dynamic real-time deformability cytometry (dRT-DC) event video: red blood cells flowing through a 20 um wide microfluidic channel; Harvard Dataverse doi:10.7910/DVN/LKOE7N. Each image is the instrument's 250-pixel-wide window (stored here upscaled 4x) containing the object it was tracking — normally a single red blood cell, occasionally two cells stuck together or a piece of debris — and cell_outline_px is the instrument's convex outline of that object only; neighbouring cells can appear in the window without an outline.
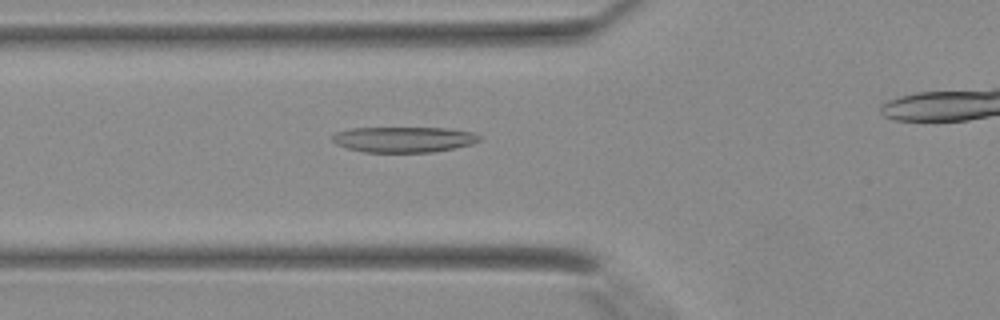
{"species": "Egyptian fruit bat (a non-hibernating species)", "species_latin": "Rousettus aegyptiacus", "temperature_condition": "warm", "stored_images_in_passage": 22, "camera_frame_rate_fps": 3000, "um_per_image_px": 0.085, "animal": {"sex": "female"}, "frame": {"image": 1, "passage_image": 2, "time_ms": 0.333, "image_size_px": [1000, 320], "cell_outline_px": [[480, 140], [472, 144], [456, 148], [432, 152], [364, 152], [348, 148], [332, 140], [332, 136], [336, 132], [352, 128], [448, 128], [472, 132], [480, 136]], "centroid_in_image_um": [34.36, 11.85], "position_along_channel_um": 91.4, "area_um2": 21.79}}
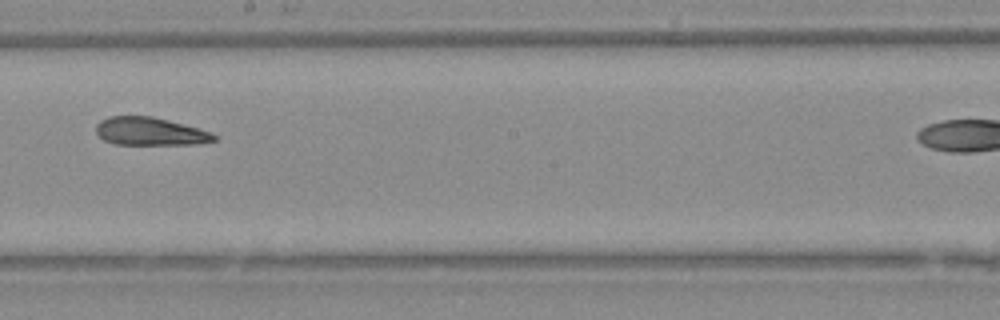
{"frame": {"image": 2, "passage_image": 11, "time_ms": 3.333, "image_size_px": [1000, 320], "cell_outline_px": [[216, 140], [196, 144], [116, 144], [104, 140], [96, 132], [96, 124], [100, 120], [108, 116], [152, 116], [168, 120], [196, 128], [208, 132], [216, 136]], "centroid_in_image_um": [12.69, 11.16], "position_along_channel_um": 235.5, "area_um2": 18.96}}
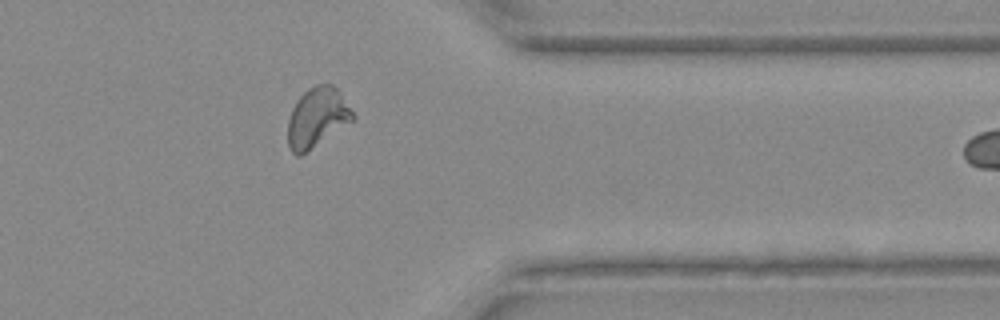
{"frame": {"image": 3, "passage_image": 21, "time_ms": 6.667, "image_size_px": [1000, 320], "cell_outline_px": [[356, 116], [352, 120], [300, 156], [296, 156], [292, 152], [288, 144], [288, 120], [292, 108], [296, 100], [308, 88], [316, 84], [332, 84], [340, 92]], "centroid_in_image_um": [26.93, 9.96], "position_along_channel_um": 384.5, "area_um2": 22.25}}